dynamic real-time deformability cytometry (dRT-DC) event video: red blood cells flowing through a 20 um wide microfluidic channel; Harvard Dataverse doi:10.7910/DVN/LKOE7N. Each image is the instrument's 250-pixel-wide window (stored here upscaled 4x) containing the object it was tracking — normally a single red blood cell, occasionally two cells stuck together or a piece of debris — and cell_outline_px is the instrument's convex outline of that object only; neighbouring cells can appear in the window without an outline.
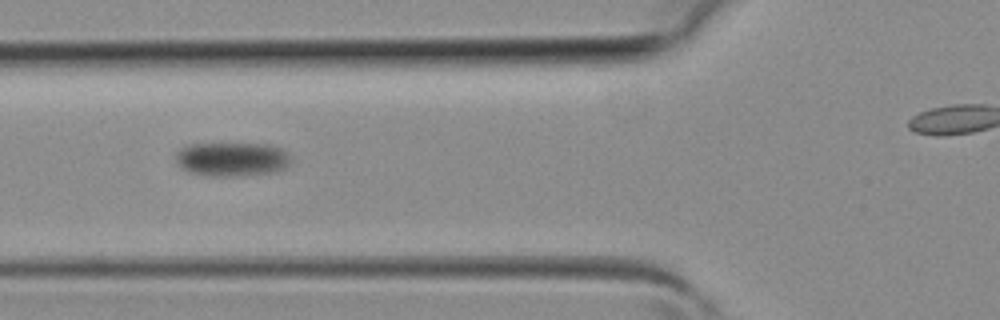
{"species": "common noctule bat (a hibernating species)", "species_latin": "Nyctalus noctula", "temperature_condition": "room temperature", "stored_images_in_passage": 6, "camera_frame_rate_fps": 3000, "um_per_image_px": 0.085, "animal": {"sex": "female", "body_mass_g": 19.3, "forearm_length_mm": 54.1}, "frame": {"image": 1, "passage_image": 5, "time_ms": 1.333, "image_size_px": [1000, 320], "cell_outline_px": [[292, 160], [284, 168], [276, 172], [244, 176], [204, 176], [180, 168], [176, 160], [176, 152], [180, 148], [188, 144], [264, 144], [280, 148]], "centroid_in_image_um": [19.68, 13.55], "position_along_channel_um": 106.1, "area_um2": 22.89}}